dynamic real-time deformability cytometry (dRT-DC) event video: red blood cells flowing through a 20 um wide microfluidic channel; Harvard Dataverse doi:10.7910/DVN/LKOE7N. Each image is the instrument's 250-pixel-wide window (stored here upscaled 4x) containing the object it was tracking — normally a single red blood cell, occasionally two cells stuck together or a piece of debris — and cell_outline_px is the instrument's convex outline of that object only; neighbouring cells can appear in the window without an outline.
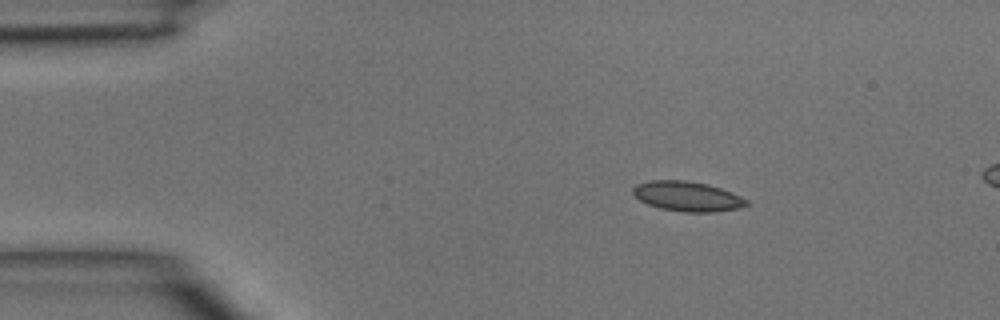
{"species": "common noctule bat (a hibernating species)", "species_latin": "Nyctalus noctula", "temperature_condition": "room temperature", "stored_images_in_passage": 3, "camera_frame_rate_fps": 3000, "um_per_image_px": 0.085, "animal": {"sex": "male", "body_mass_g": 15.6}, "frame": {"image": 1, "passage_image": 1, "time_ms": 0.0, "image_size_px": [1000, 320], "cell_outline_px": [[752, 204], [740, 208], [712, 212], [684, 212], [660, 208], [648, 204], [640, 200], [632, 192], [632, 188], [636, 184], [648, 180], [684, 180], [708, 184], [732, 192], [748, 200]], "centroid_in_image_um": [58.44, 16.68], "position_along_channel_um": 26.6, "area_um2": 19.88}}